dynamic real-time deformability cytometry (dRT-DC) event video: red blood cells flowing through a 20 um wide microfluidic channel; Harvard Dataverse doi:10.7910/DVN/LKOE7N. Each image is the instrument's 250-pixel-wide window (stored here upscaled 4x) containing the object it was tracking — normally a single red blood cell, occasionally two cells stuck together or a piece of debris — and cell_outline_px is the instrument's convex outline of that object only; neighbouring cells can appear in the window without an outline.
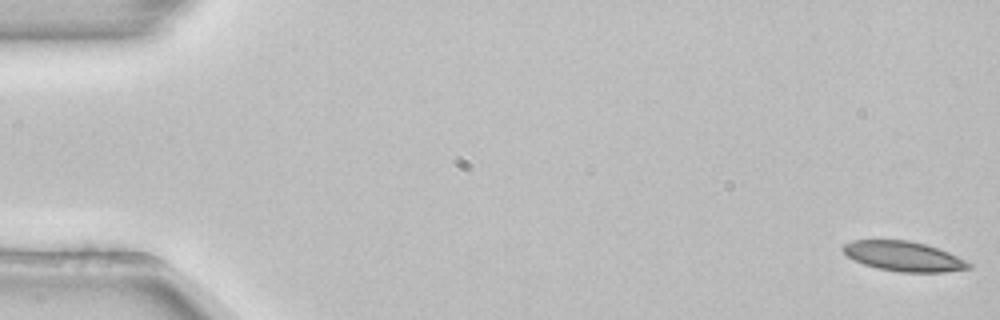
{"species": "common noctule bat (a hibernating species)", "species_latin": "Nyctalus noctula", "temperature_condition": "room temperature", "stored_images_in_passage": 53, "camera_frame_rate_fps": 3000, "um_per_image_px": 0.085, "animal": {"sex": "female", "body_mass_g": 22.7, "forearm_length_mm": 54.2}, "frame": {"image": 1, "passage_image": 1, "time_ms": 0.0, "image_size_px": [1000, 320], "cell_outline_px": [[972, 268], [944, 272], [900, 272], [880, 268], [864, 264], [848, 256], [840, 248], [844, 244], [852, 240], [908, 240], [924, 244], [948, 252], [972, 264]], "centroid_in_image_um": [76.8, 21.78], "position_along_channel_um": 8.2, "area_um2": 21.56}}
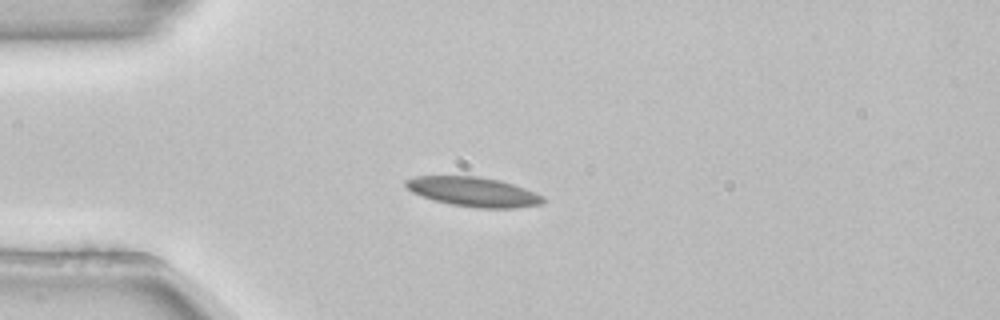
{"frame": {"image": 2, "passage_image": 14, "time_ms": 4.333, "image_size_px": [1000, 320], "cell_outline_px": [[544, 200], [540, 204], [516, 208], [480, 208], [452, 204], [436, 200], [412, 192], [404, 184], [404, 180], [416, 176], [480, 176], [500, 180], [524, 188], [544, 196]], "centroid_in_image_um": [40.25, 16.29], "position_along_channel_um": 44.8, "area_um2": 23.35}}
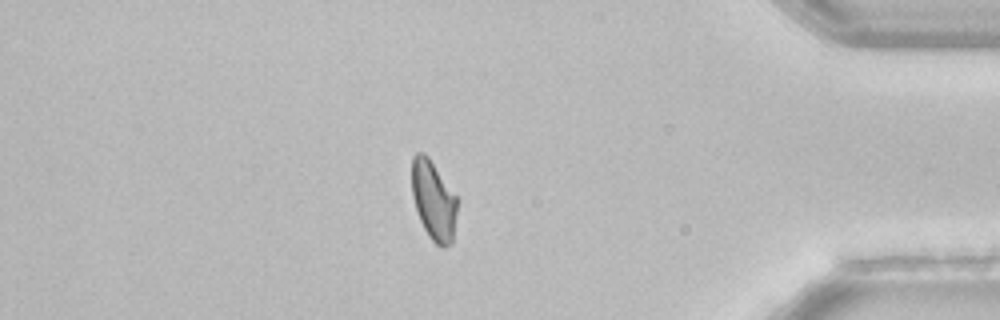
{"frame": {"image": 3, "passage_image": 46, "time_ms": 15.0, "image_size_px": [1000, 320], "cell_outline_px": [[456, 212], [452, 244], [444, 248], [436, 244], [428, 236], [420, 220], [412, 196], [412, 156], [416, 152], [424, 152], [428, 156], [456, 196]], "centroid_in_image_um": [36.83, 17.03], "position_along_channel_um": 398.4, "area_um2": 20.81}}